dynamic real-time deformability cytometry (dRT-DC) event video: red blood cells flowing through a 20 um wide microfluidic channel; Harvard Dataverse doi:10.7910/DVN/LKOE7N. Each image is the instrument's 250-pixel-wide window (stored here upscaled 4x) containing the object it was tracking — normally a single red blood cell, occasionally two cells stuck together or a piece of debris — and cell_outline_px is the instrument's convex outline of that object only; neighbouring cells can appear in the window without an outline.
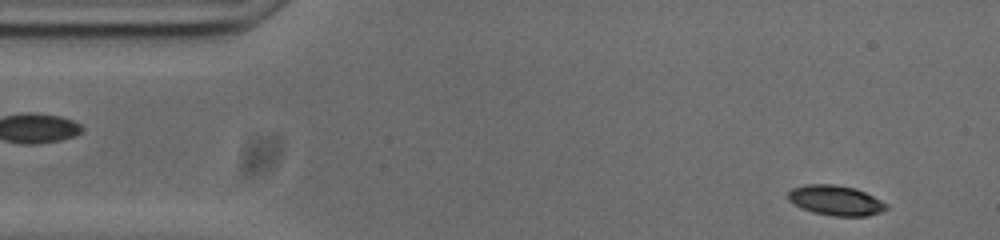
{"species": "common noctule bat (a hibernating species)", "species_latin": "Nyctalus noctula", "temperature_condition": "cold", "stored_images_in_passage": 53, "camera_frame_rate_fps": 3000, "um_per_image_px": 0.085, "animal": {"sex": "male", "body_mass_g": 20.0, "forearm_length_mm": 53.3}, "frame": {"image": 1, "passage_image": 3, "time_ms": 0.667, "image_size_px": [1000, 240], "cell_outline_px": [[888, 208], [880, 212], [868, 216], [832, 216], [812, 212], [800, 208], [788, 200], [788, 192], [792, 188], [804, 184], [832, 184], [856, 188], [888, 204]], "centroid_in_image_um": [71.01, 17.03], "position_along_channel_um": 14.0, "area_um2": 17.28}}
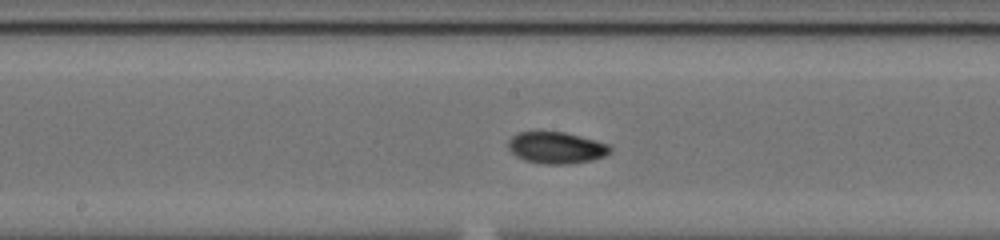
{"frame": {"image": 2, "passage_image": 25, "time_ms": 8.0, "image_size_px": [1000, 240], "cell_outline_px": [[612, 152], [604, 156], [592, 160], [568, 164], [544, 164], [524, 160], [516, 156], [508, 148], [508, 140], [516, 132], [564, 132], [612, 144]], "centroid_in_image_um": [47.31, 12.56], "position_along_channel_um": 200.9, "area_um2": 18.96}}
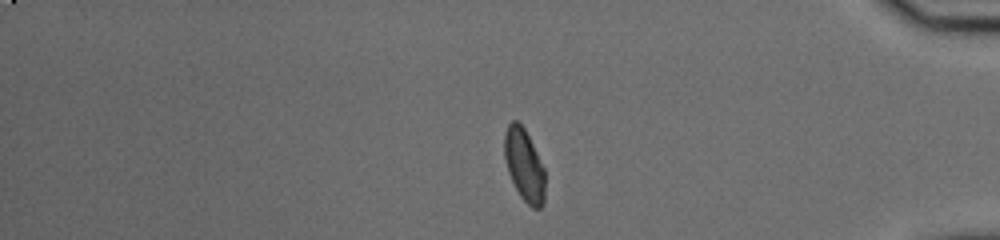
{"frame": {"image": 3, "passage_image": 43, "time_ms": 14.0, "image_size_px": [1000, 240], "cell_outline_px": [[544, 204], [540, 208], [532, 208], [520, 196], [508, 172], [504, 156], [504, 132], [508, 124], [512, 120], [516, 120], [524, 128], [544, 168]], "centroid_in_image_um": [44.54, 14.03], "position_along_channel_um": 390.7, "area_um2": 16.94}, "authors_computed_cell_mechanics": {"area_um2": 17.2822, "velocity_mm_per_s": 3.7455, "shape_relaxation_time_tau1_ms": 3.6699, "shape_relaxation_time_tau2_ms": 2.4734, "deformation_change_tau1": 0.1118, "deformation_change_tau2": 0.0643}}